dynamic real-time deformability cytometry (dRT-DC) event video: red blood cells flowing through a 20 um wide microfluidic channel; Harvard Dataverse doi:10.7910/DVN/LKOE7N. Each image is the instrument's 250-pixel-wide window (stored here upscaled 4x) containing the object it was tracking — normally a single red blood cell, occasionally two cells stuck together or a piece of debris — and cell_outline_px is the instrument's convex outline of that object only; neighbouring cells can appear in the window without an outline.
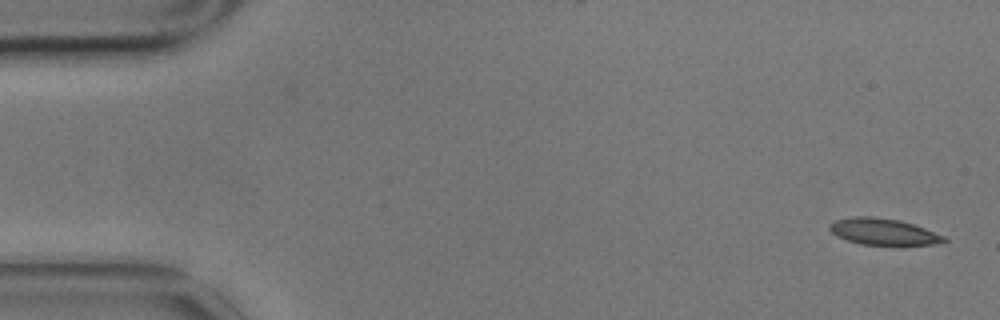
{"species": "common noctule bat (a hibernating species)", "species_latin": "Nyctalus noctula", "temperature_condition": "cold", "stored_images_in_passage": 5, "camera_frame_rate_fps": 3000, "um_per_image_px": 0.085, "animal": {"sex": "male", "body_mass_g": 17.9}, "frame": {"image": 1, "passage_image": 1, "time_ms": 0.0, "image_size_px": [1000, 320], "cell_outline_px": [[948, 240], [936, 244], [860, 244], [836, 236], [828, 228], [828, 224], [836, 220], [852, 216], [872, 216], [900, 220], [924, 228], [944, 236]], "centroid_in_image_um": [75.03, 19.67], "position_along_channel_um": 10.0, "area_um2": 17.4}}
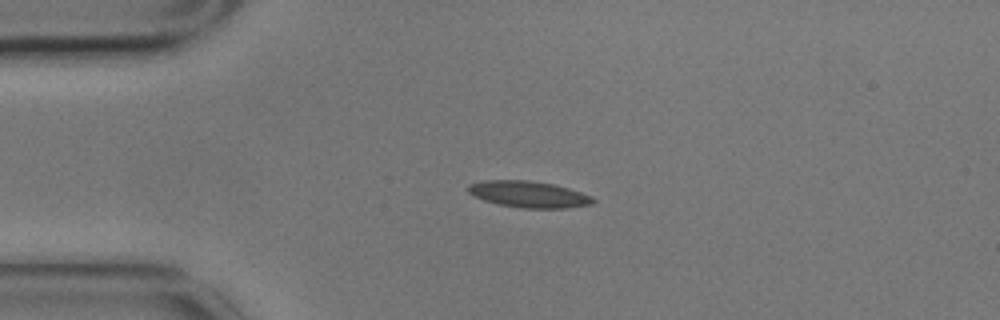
{"frame": {"image": 2, "passage_image": 4, "time_ms": 1.0, "image_size_px": [1000, 320], "cell_outline_px": [[596, 200], [592, 204], [564, 208], [520, 208], [500, 204], [484, 200], [472, 196], [468, 192], [468, 184], [484, 180], [528, 180], [552, 184], [568, 188], [592, 196]], "centroid_in_image_um": [44.91, 16.51], "position_along_channel_um": 40.1, "area_um2": 19.19}}